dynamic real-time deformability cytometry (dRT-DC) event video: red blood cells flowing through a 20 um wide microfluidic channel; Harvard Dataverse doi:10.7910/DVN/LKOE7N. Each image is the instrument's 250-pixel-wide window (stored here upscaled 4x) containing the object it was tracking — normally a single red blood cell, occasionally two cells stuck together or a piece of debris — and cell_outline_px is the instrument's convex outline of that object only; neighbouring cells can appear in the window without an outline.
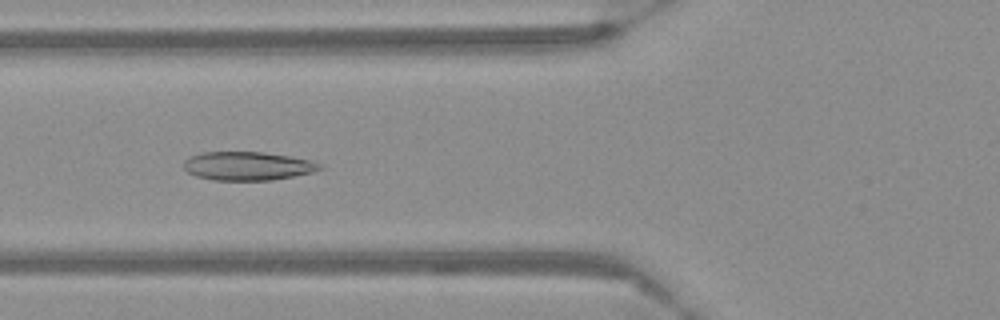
{"species": "Egyptian fruit bat (a non-hibernating species)", "species_latin": "Rousettus aegyptiacus", "temperature_condition": "warm", "stored_images_in_passage": 49, "camera_frame_rate_fps": 3000, "um_per_image_px": 0.085, "frame": {"image": 1, "passage_image": 14, "time_ms": 4.333, "image_size_px": [1000, 320], "cell_outline_px": [[324, 168], [312, 172], [272, 180], [212, 180], [196, 176], [188, 172], [184, 168], [184, 160], [192, 156], [204, 152], [264, 152], [292, 156], [308, 160], [320, 164]], "centroid_in_image_um": [21.04, 14.11], "position_along_channel_um": 104.8, "area_um2": 22.54}}
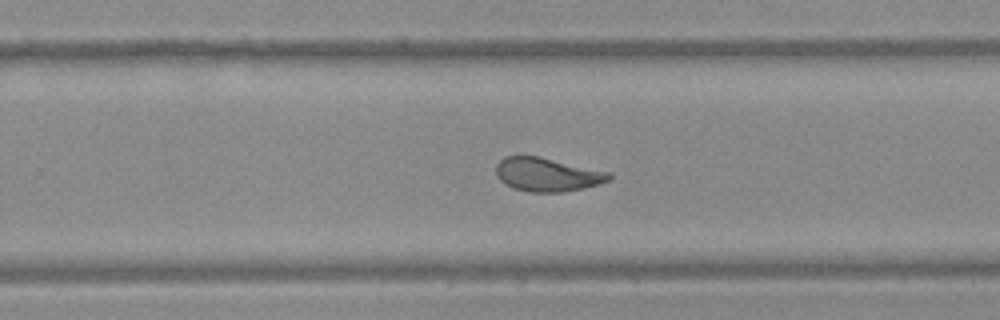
{"frame": {"image": 2, "passage_image": 29, "time_ms": 9.333, "image_size_px": [1000, 320], "cell_outline_px": [[612, 176], [608, 180], [600, 184], [584, 188], [560, 192], [528, 192], [512, 188], [504, 184], [496, 176], [496, 164], [504, 156], [536, 156], [612, 172]], "centroid_in_image_um": [46.5, 14.84], "position_along_channel_um": 283.3, "area_um2": 22.25}}
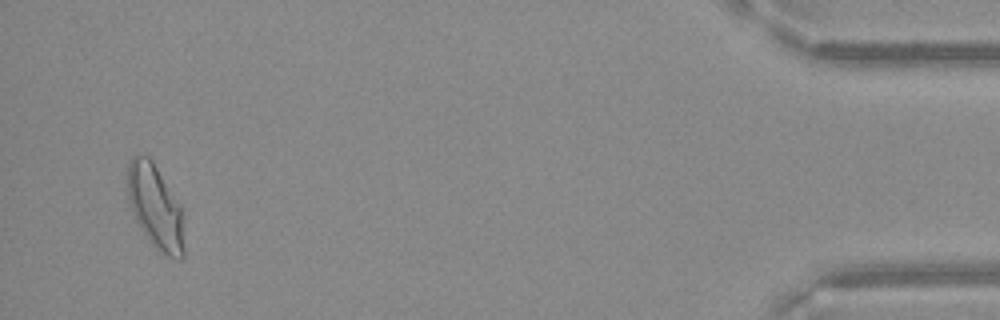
{"frame": {"image": 3, "passage_image": 47, "time_ms": 15.333, "image_size_px": [1000, 320], "cell_outline_px": [[184, 256], [180, 260], [168, 256], [156, 248], [152, 244], [140, 228], [128, 204], [128, 164], [132, 156], [148, 156], [152, 160], [180, 204], [184, 212]], "centroid_in_image_um": [13.24, 17.62], "position_along_channel_um": 422.0, "area_um2": 27.92}}